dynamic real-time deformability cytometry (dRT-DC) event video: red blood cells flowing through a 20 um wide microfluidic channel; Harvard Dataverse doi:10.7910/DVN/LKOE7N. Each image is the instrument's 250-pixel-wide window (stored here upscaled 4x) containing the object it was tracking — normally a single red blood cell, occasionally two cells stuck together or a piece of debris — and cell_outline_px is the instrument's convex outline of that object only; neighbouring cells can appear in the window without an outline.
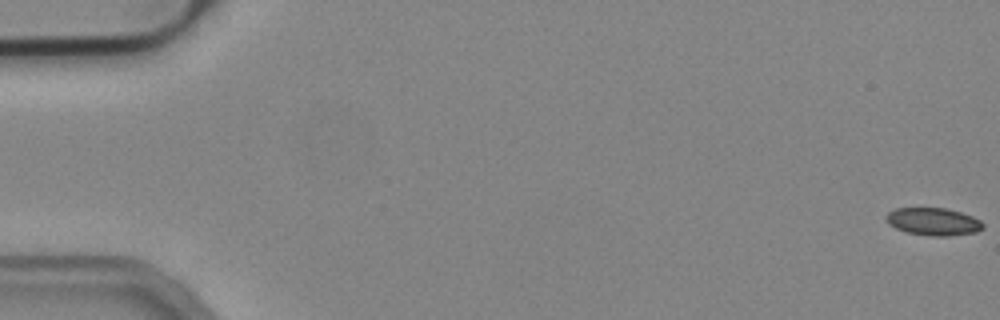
{"species": "common noctule bat (a hibernating species)", "species_latin": "Nyctalus noctula", "temperature_condition": "cold", "stored_images_in_passage": 56, "camera_frame_rate_fps": 3000, "um_per_image_px": 0.085, "animal": {"sex": "male", "body_mass_g": 19.2, "forearm_length_mm": 51.8}, "frame": {"image": 1, "passage_image": 1, "time_ms": 0.0, "image_size_px": [1000, 320], "cell_outline_px": [[984, 228], [976, 232], [948, 236], [928, 236], [908, 232], [896, 228], [888, 224], [884, 216], [888, 212], [896, 208], [944, 208], [960, 212], [972, 216], [980, 220], [984, 224]], "centroid_in_image_um": [79.32, 18.84], "position_along_channel_um": 5.7, "area_um2": 15.61}}
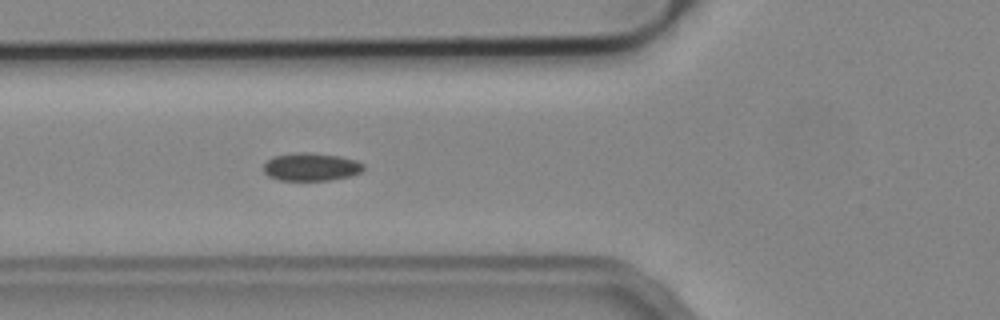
{"frame": {"image": 2, "passage_image": 21, "time_ms": 6.667, "image_size_px": [1000, 320], "cell_outline_px": [[364, 168], [360, 172], [348, 176], [328, 180], [280, 180], [268, 176], [264, 172], [264, 164], [272, 156], [300, 152], [304, 152], [340, 156], [356, 160], [364, 164]], "centroid_in_image_um": [26.42, 14.18], "position_along_channel_um": 99.4, "area_um2": 16.13}}
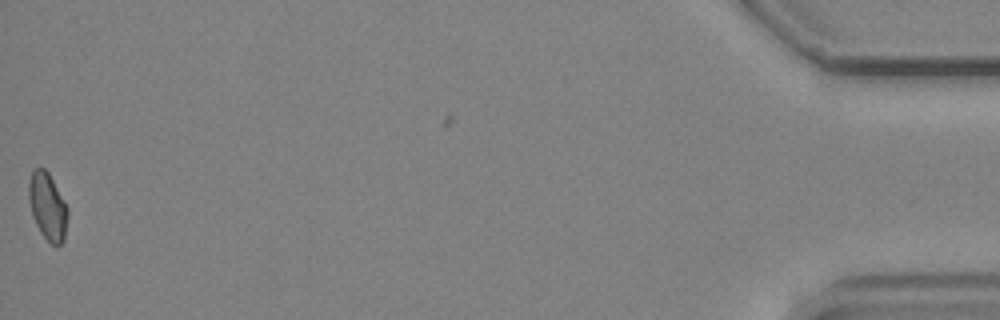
{"frame": {"image": 3, "passage_image": 55, "time_ms": 18.0, "image_size_px": [1000, 320], "cell_outline_px": [[68, 216], [64, 240], [56, 248], [40, 232], [32, 216], [28, 200], [28, 184], [32, 172], [36, 168], [44, 168], [48, 172], [68, 208]], "centroid_in_image_um": [4.04, 17.57], "position_along_channel_um": 431.2, "area_um2": 15.26}, "authors_computed_cell_mechanics": {"area_um2": 15.895, "velocity_mm_per_s": 3.8064, "shape_relaxation_time_tau1_ms": null, "shape_relaxation_time_tau2_ms": 3.1128, "deformation_change_tau1": null, "deformation_change_tau2": 0.0834}}